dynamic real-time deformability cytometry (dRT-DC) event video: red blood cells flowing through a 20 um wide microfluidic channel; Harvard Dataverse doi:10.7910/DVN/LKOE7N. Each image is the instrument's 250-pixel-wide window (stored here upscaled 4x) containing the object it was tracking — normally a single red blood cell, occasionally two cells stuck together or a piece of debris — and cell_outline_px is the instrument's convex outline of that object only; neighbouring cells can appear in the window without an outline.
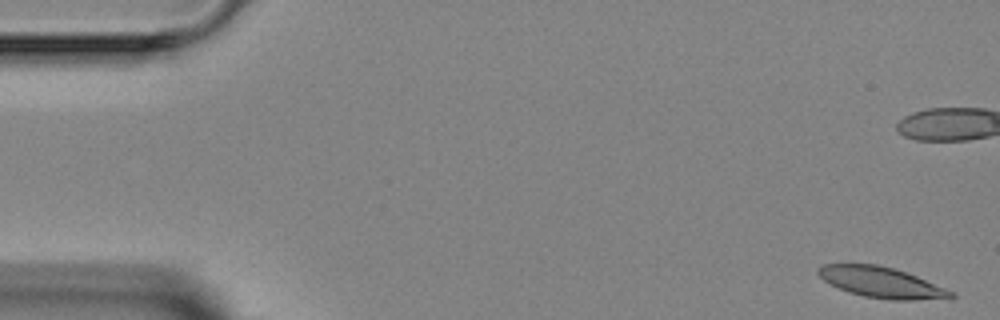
{"species": "Egyptian fruit bat (a non-hibernating species)", "species_latin": "Rousettus aegyptiacus", "temperature_condition": "room temperature", "stored_images_in_passage": 8, "camera_frame_rate_fps": 3000, "um_per_image_px": 0.085, "animal": {"sex": "female"}, "frame": {"image": 1, "passage_image": 1, "time_ms": 0.0, "image_size_px": [1000, 320], "cell_outline_px": [[956, 296], [952, 300], [888, 300], [864, 296], [848, 292], [824, 280], [816, 272], [816, 268], [824, 264], [876, 264], [892, 268], [916, 276], [956, 292]], "centroid_in_image_um": [75.01, 24.03], "position_along_channel_um": 10.0, "area_um2": 23.99}}
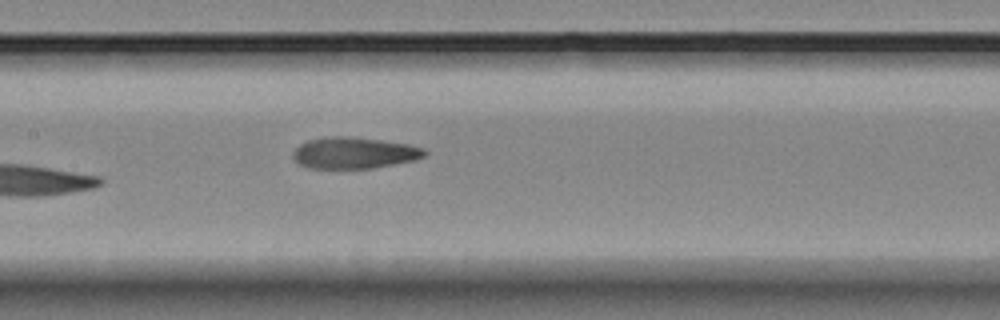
{"frame": {"image": 2, "passage_image": 8, "time_ms": 8.0, "image_size_px": [1000, 320], "cell_outline_px": [[428, 152], [424, 156], [416, 160], [372, 168], [308, 168], [300, 164], [292, 156], [292, 152], [300, 144], [308, 140], [332, 136], [344, 136], [380, 140], [408, 144], [424, 148]], "centroid_in_image_um": [30.11, 13.0], "position_along_channel_um": 177.3, "area_um2": 23.93}}